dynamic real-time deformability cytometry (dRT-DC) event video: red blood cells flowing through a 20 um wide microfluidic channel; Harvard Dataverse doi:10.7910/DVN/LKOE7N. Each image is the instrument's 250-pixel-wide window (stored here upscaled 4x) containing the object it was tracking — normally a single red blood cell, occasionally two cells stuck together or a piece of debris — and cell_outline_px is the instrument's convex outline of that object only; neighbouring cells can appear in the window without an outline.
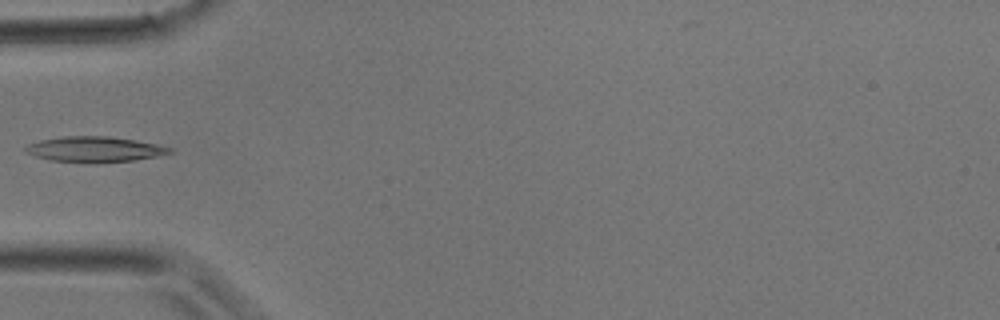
{"species": "common noctule bat (a hibernating species)", "species_latin": "Nyctalus noctula", "temperature_condition": "room temperature", "stored_images_in_passage": 26, "camera_frame_rate_fps": 3000, "um_per_image_px": 0.085, "animal": {"sex": "male", "body_mass_g": 17.9}, "frame": {"image": 1, "passage_image": 1, "time_ms": 0.0, "image_size_px": [1000, 320], "cell_outline_px": [[176, 152], [156, 156], [132, 160], [96, 164], [52, 160], [36, 156], [24, 152], [24, 148], [28, 144], [40, 140], [64, 136], [108, 136], [136, 140], [156, 144], [172, 148]], "centroid_in_image_um": [8.05, 12.7], "position_along_channel_um": 77.0, "area_um2": 21.56}}
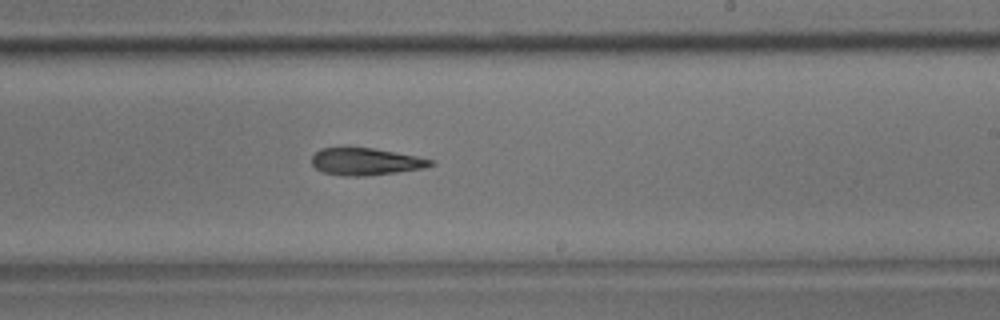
{"frame": {"image": 2, "passage_image": 11, "time_ms": 3.333, "image_size_px": [1000, 320], "cell_outline_px": [[436, 164], [424, 168], [396, 172], [364, 176], [344, 176], [324, 172], [316, 168], [312, 164], [312, 156], [320, 148], [372, 148], [396, 152], [436, 160]], "centroid_in_image_um": [31.12, 13.74], "position_along_channel_um": 257.9, "area_um2": 18.73}}
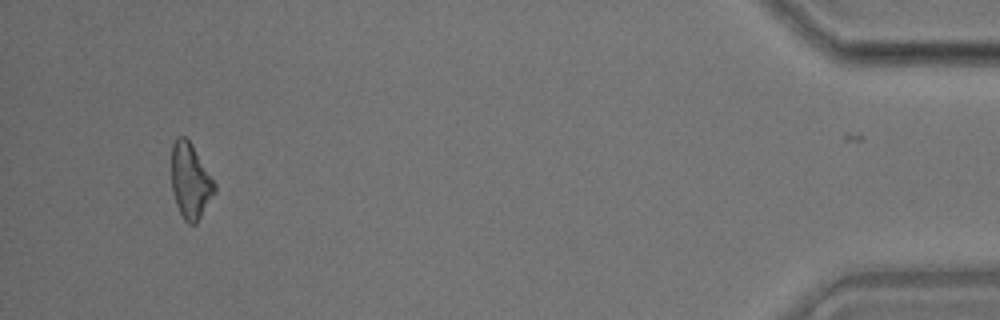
{"frame": {"image": 3, "passage_image": 24, "time_ms": 7.667, "image_size_px": [1000, 320], "cell_outline_px": [[216, 192], [196, 224], [188, 224], [184, 220], [176, 204], [172, 188], [172, 144], [180, 136], [184, 136], [192, 144], [216, 184]], "centroid_in_image_um": [16.2, 15.41], "position_along_channel_um": 419.0, "area_um2": 18.79}}